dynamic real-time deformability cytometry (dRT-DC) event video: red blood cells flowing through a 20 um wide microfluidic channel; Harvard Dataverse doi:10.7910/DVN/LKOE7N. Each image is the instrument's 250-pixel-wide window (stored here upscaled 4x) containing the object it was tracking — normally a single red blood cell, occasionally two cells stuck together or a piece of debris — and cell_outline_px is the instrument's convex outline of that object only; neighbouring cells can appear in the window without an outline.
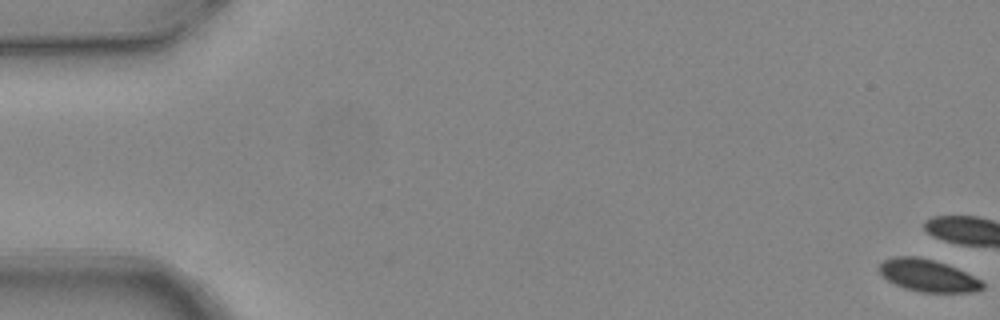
{"species": "common noctule bat (a hibernating species)", "species_latin": "Nyctalus noctula", "temperature_condition": "warm", "stored_images_in_passage": 6, "camera_frame_rate_fps": 3000, "um_per_image_px": 0.085, "animal": {"sex": "female", "body_mass_g": 24.6, "forearm_length_mm": 56.2}, "frame": {"image": 1, "passage_image": 1, "time_ms": 0.0, "image_size_px": [1000, 320], "cell_outline_px": [[984, 288], [972, 292], [920, 292], [904, 288], [880, 276], [880, 264], [884, 260], [896, 256], [916, 256], [932, 260], [956, 268], [980, 280], [984, 284]], "centroid_in_image_um": [78.84, 23.43], "position_along_channel_um": 6.2, "area_um2": 19.07}}